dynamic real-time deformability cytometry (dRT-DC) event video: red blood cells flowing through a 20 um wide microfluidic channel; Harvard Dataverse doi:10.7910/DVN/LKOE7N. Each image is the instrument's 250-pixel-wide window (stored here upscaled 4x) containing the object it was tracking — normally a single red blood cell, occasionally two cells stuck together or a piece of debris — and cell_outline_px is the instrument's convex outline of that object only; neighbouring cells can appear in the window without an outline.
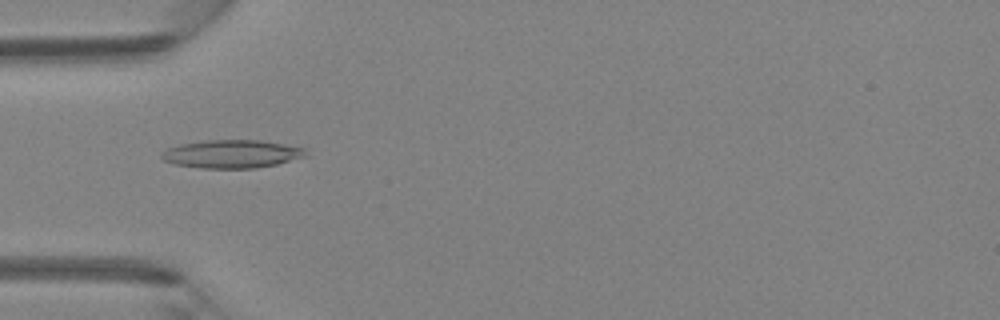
{"species": "Egyptian fruit bat (a non-hibernating species)", "species_latin": "Rousettus aegyptiacus", "temperature_condition": "room temperature", "stored_images_in_passage": 45, "camera_frame_rate_fps": 3000, "um_per_image_px": 0.085, "animal": {"sex": "female"}, "frame": {"image": 1, "passage_image": 14, "time_ms": 4.333, "image_size_px": [1000, 320], "cell_outline_px": [[304, 156], [276, 164], [256, 168], [204, 168], [176, 164], [164, 160], [160, 156], [160, 152], [168, 148], [180, 144], [208, 140], [260, 140], [304, 148]], "centroid_in_image_um": [19.64, 13.08], "position_along_channel_um": 65.4, "area_um2": 23.24}}
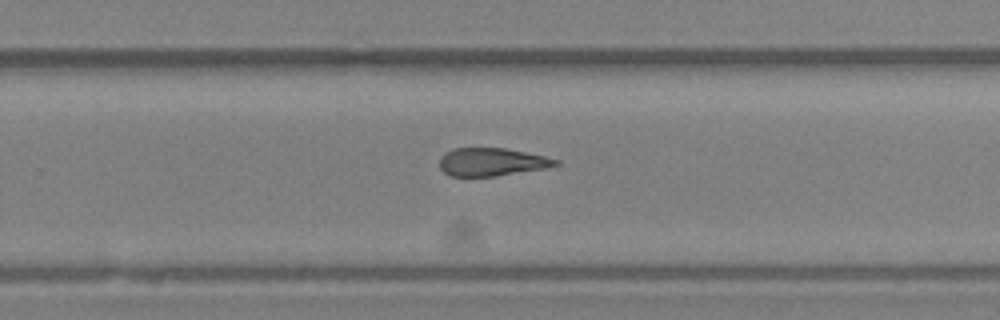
{"frame": {"image": 2, "passage_image": 29, "time_ms": 9.333, "image_size_px": [1000, 320], "cell_outline_px": [[560, 164], [548, 168], [496, 176], [448, 176], [440, 168], [440, 156], [444, 152], [452, 148], [504, 148], [544, 156], [560, 160]], "centroid_in_image_um": [41.79, 13.77], "position_along_channel_um": 288.0, "area_um2": 19.07}}
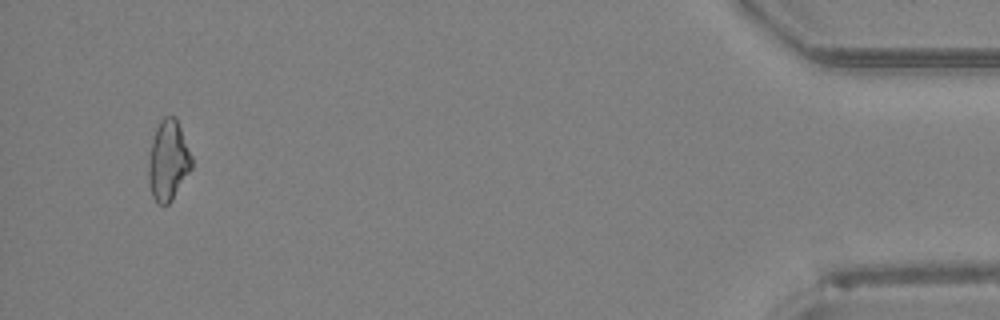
{"frame": {"image": 3, "passage_image": 43, "time_ms": 14.0, "image_size_px": [1000, 320], "cell_outline_px": [[192, 168], [172, 200], [168, 204], [156, 204], [152, 196], [148, 180], [148, 152], [156, 128], [160, 120], [164, 116], [176, 116], [192, 156]], "centroid_in_image_um": [14.28, 13.64], "position_along_channel_um": 420.9, "area_um2": 20.46}}